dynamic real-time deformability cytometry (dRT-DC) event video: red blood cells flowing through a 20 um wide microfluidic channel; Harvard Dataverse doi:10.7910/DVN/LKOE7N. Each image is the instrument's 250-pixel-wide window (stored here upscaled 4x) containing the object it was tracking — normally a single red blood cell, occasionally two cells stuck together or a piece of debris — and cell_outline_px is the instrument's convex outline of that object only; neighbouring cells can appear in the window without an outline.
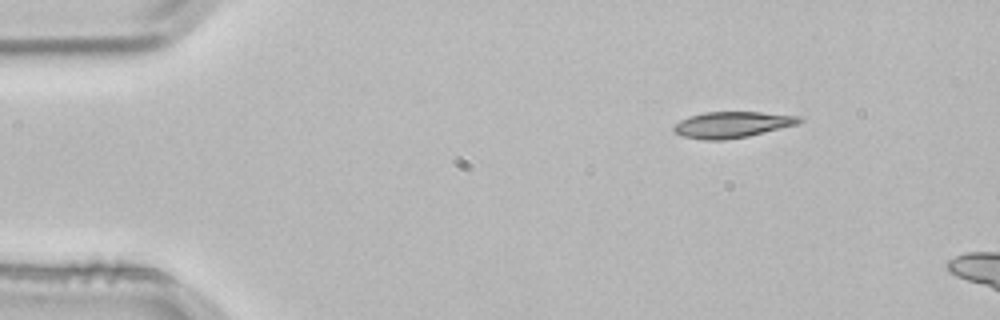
{"species": "common noctule bat (a hibernating species)", "species_latin": "Nyctalus noctula", "temperature_condition": "room temperature", "stored_images_in_passage": 2, "camera_frame_rate_fps": 3000, "um_per_image_px": 0.085, "animal": {"sex": "male", "body_mass_g": 21.5, "forearm_length_mm": 52.0}, "frame": {"image": 1, "passage_image": 1, "time_ms": 0.0, "image_size_px": [1000, 320], "cell_outline_px": [[804, 120], [800, 124], [748, 136], [724, 140], [704, 140], [684, 136], [676, 132], [672, 128], [680, 120], [688, 116], [704, 112], [760, 112], [800, 116]], "centroid_in_image_um": [62.27, 10.59], "position_along_channel_um": 22.7, "area_um2": 19.13}}